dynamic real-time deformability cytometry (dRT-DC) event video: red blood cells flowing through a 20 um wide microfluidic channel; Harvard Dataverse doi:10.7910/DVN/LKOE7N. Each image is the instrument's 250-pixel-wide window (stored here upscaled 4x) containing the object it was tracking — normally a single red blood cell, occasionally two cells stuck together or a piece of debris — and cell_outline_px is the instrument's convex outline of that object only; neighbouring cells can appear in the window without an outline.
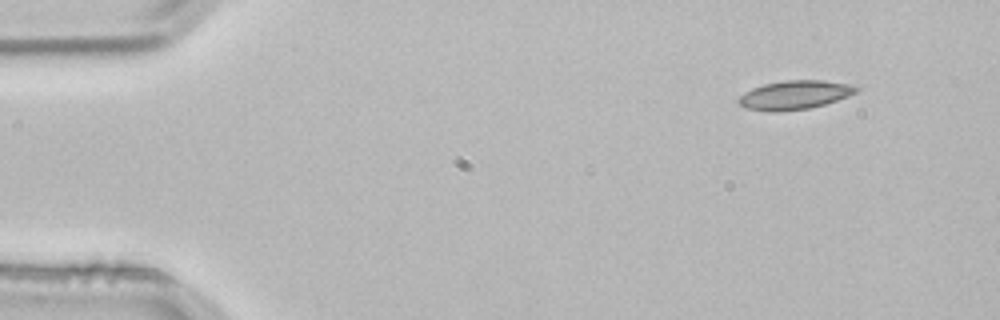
{"species": "common noctule bat (a hibernating species)", "species_latin": "Nyctalus noctula", "temperature_condition": "room temperature", "stored_images_in_passage": 2, "camera_frame_rate_fps": 3000, "um_per_image_px": 0.085, "animal": {"sex": "male", "body_mass_g": 21.5, "forearm_length_mm": 52.0}, "frame": {"image": 1, "passage_image": 1, "time_ms": 0.0, "image_size_px": [1000, 320], "cell_outline_px": [[860, 88], [856, 92], [848, 96], [824, 104], [808, 108], [776, 112], [768, 112], [744, 108], [736, 100], [744, 92], [752, 88], [764, 84], [784, 80], [820, 80], [848, 84]], "centroid_in_image_um": [67.49, 8.07], "position_along_channel_um": 17.5, "area_um2": 19.71}}
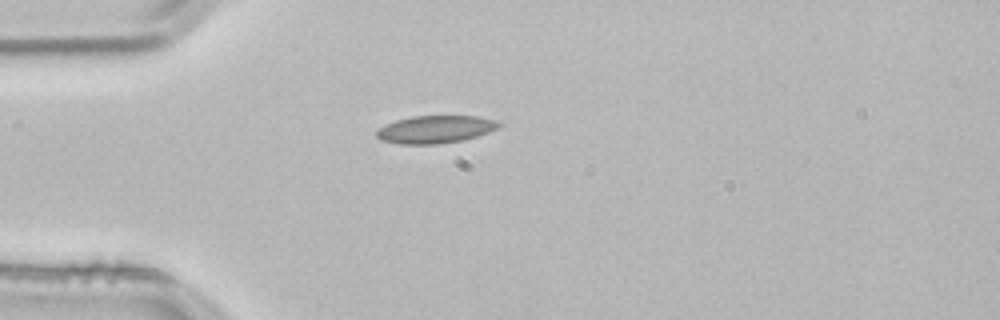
{"frame": {"image": 2, "passage_image": 2, "time_ms": 0.333, "image_size_px": [1000, 320], "cell_outline_px": [[500, 124], [496, 128], [488, 132], [464, 140], [436, 144], [400, 144], [380, 140], [376, 136], [376, 132], [380, 128], [396, 120], [412, 116], [476, 116], [496, 120]], "centroid_in_image_um": [36.98, 11.0], "position_along_channel_um": 48.0, "area_um2": 19.48}}